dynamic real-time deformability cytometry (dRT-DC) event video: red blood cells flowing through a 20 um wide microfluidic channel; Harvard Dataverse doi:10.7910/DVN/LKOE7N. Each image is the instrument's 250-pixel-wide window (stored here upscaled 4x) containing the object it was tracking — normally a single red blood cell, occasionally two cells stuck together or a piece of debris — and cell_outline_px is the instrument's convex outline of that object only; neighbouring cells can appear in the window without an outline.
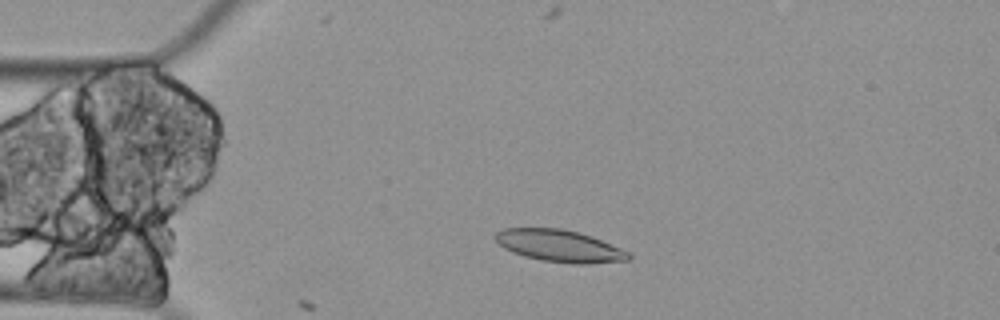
{"species": "Egyptian fruit bat (a non-hibernating species)", "species_latin": "Rousettus aegyptiacus", "temperature_condition": "cold", "stored_images_in_passage": 3, "camera_frame_rate_fps": 3000, "um_per_image_px": 0.085, "animal": {"sex": "female"}, "frame": {"image": 1, "passage_image": 1, "time_ms": 0.0, "image_size_px": [1000, 320], "cell_outline_px": [[632, 260], [588, 264], [572, 264], [544, 260], [524, 256], [512, 252], [504, 248], [496, 240], [496, 232], [504, 228], [560, 228], [580, 232], [620, 248], [628, 252], [632, 256]], "centroid_in_image_um": [47.58, 20.9], "position_along_channel_um": 37.4, "area_um2": 24.74}}